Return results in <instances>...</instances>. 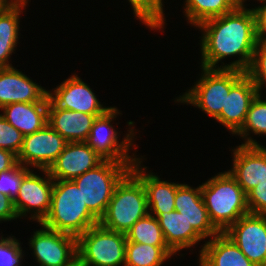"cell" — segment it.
Wrapping results in <instances>:
<instances>
[{
	"label": "cell",
	"instance_id": "cell-1",
	"mask_svg": "<svg viewBox=\"0 0 266 266\" xmlns=\"http://www.w3.org/2000/svg\"><path fill=\"white\" fill-rule=\"evenodd\" d=\"M203 30L201 66L208 69H237L246 72L258 43L254 8L237 6L232 12L209 19L198 26ZM230 56H239L230 64H218Z\"/></svg>",
	"mask_w": 266,
	"mask_h": 266
},
{
	"label": "cell",
	"instance_id": "cell-2",
	"mask_svg": "<svg viewBox=\"0 0 266 266\" xmlns=\"http://www.w3.org/2000/svg\"><path fill=\"white\" fill-rule=\"evenodd\" d=\"M99 224L87 208L78 186L72 180H54L51 207L40 225L78 238Z\"/></svg>",
	"mask_w": 266,
	"mask_h": 266
},
{
	"label": "cell",
	"instance_id": "cell-3",
	"mask_svg": "<svg viewBox=\"0 0 266 266\" xmlns=\"http://www.w3.org/2000/svg\"><path fill=\"white\" fill-rule=\"evenodd\" d=\"M201 194L210 220L220 232L250 213L247 194L228 171L201 184Z\"/></svg>",
	"mask_w": 266,
	"mask_h": 266
},
{
	"label": "cell",
	"instance_id": "cell-4",
	"mask_svg": "<svg viewBox=\"0 0 266 266\" xmlns=\"http://www.w3.org/2000/svg\"><path fill=\"white\" fill-rule=\"evenodd\" d=\"M147 194L142 181L130 170L116 185L99 224L126 234L141 218L149 214Z\"/></svg>",
	"mask_w": 266,
	"mask_h": 266
},
{
	"label": "cell",
	"instance_id": "cell-5",
	"mask_svg": "<svg viewBox=\"0 0 266 266\" xmlns=\"http://www.w3.org/2000/svg\"><path fill=\"white\" fill-rule=\"evenodd\" d=\"M134 163L104 160L96 168L72 180L81 191L87 208L99 220L105 214L116 185L131 170Z\"/></svg>",
	"mask_w": 266,
	"mask_h": 266
},
{
	"label": "cell",
	"instance_id": "cell-6",
	"mask_svg": "<svg viewBox=\"0 0 266 266\" xmlns=\"http://www.w3.org/2000/svg\"><path fill=\"white\" fill-rule=\"evenodd\" d=\"M202 75L195 85L177 98V102L197 106L216 119L225 109L226 95L230 88L246 73L237 69L201 68Z\"/></svg>",
	"mask_w": 266,
	"mask_h": 266
},
{
	"label": "cell",
	"instance_id": "cell-7",
	"mask_svg": "<svg viewBox=\"0 0 266 266\" xmlns=\"http://www.w3.org/2000/svg\"><path fill=\"white\" fill-rule=\"evenodd\" d=\"M126 235L97 224L77 238L81 266L125 265Z\"/></svg>",
	"mask_w": 266,
	"mask_h": 266
},
{
	"label": "cell",
	"instance_id": "cell-8",
	"mask_svg": "<svg viewBox=\"0 0 266 266\" xmlns=\"http://www.w3.org/2000/svg\"><path fill=\"white\" fill-rule=\"evenodd\" d=\"M120 114L117 108L110 107L103 115L95 118L86 143L98 153L104 160L115 162H136L140 158H132L128 155L135 134L131 129L123 141L119 143L118 132L111 125ZM134 135V136H133Z\"/></svg>",
	"mask_w": 266,
	"mask_h": 266
},
{
	"label": "cell",
	"instance_id": "cell-9",
	"mask_svg": "<svg viewBox=\"0 0 266 266\" xmlns=\"http://www.w3.org/2000/svg\"><path fill=\"white\" fill-rule=\"evenodd\" d=\"M34 232L30 247L39 266H69L78 259L77 238L44 226Z\"/></svg>",
	"mask_w": 266,
	"mask_h": 266
},
{
	"label": "cell",
	"instance_id": "cell-10",
	"mask_svg": "<svg viewBox=\"0 0 266 266\" xmlns=\"http://www.w3.org/2000/svg\"><path fill=\"white\" fill-rule=\"evenodd\" d=\"M41 171L44 172L46 178L30 171L22 179L18 195L13 200L18 218L25 217L28 212H33L30 220L34 219L39 224L49 213L54 185V179L48 170Z\"/></svg>",
	"mask_w": 266,
	"mask_h": 266
},
{
	"label": "cell",
	"instance_id": "cell-11",
	"mask_svg": "<svg viewBox=\"0 0 266 266\" xmlns=\"http://www.w3.org/2000/svg\"><path fill=\"white\" fill-rule=\"evenodd\" d=\"M256 266H266V214H246L225 232Z\"/></svg>",
	"mask_w": 266,
	"mask_h": 266
},
{
	"label": "cell",
	"instance_id": "cell-12",
	"mask_svg": "<svg viewBox=\"0 0 266 266\" xmlns=\"http://www.w3.org/2000/svg\"><path fill=\"white\" fill-rule=\"evenodd\" d=\"M68 142L49 124L35 133L25 135L17 162L29 168L48 170Z\"/></svg>",
	"mask_w": 266,
	"mask_h": 266
},
{
	"label": "cell",
	"instance_id": "cell-13",
	"mask_svg": "<svg viewBox=\"0 0 266 266\" xmlns=\"http://www.w3.org/2000/svg\"><path fill=\"white\" fill-rule=\"evenodd\" d=\"M53 91H48L49 99L64 110L79 111L98 117L110 109L100 104L92 89L77 75H72Z\"/></svg>",
	"mask_w": 266,
	"mask_h": 266
},
{
	"label": "cell",
	"instance_id": "cell-14",
	"mask_svg": "<svg viewBox=\"0 0 266 266\" xmlns=\"http://www.w3.org/2000/svg\"><path fill=\"white\" fill-rule=\"evenodd\" d=\"M103 161L86 142H68L48 172L54 180H74Z\"/></svg>",
	"mask_w": 266,
	"mask_h": 266
},
{
	"label": "cell",
	"instance_id": "cell-15",
	"mask_svg": "<svg viewBox=\"0 0 266 266\" xmlns=\"http://www.w3.org/2000/svg\"><path fill=\"white\" fill-rule=\"evenodd\" d=\"M17 102H49L48 91L13 66L0 68V109Z\"/></svg>",
	"mask_w": 266,
	"mask_h": 266
},
{
	"label": "cell",
	"instance_id": "cell-16",
	"mask_svg": "<svg viewBox=\"0 0 266 266\" xmlns=\"http://www.w3.org/2000/svg\"><path fill=\"white\" fill-rule=\"evenodd\" d=\"M232 160L228 172L246 194L266 180V152L260 146L239 145L233 150Z\"/></svg>",
	"mask_w": 266,
	"mask_h": 266
},
{
	"label": "cell",
	"instance_id": "cell-17",
	"mask_svg": "<svg viewBox=\"0 0 266 266\" xmlns=\"http://www.w3.org/2000/svg\"><path fill=\"white\" fill-rule=\"evenodd\" d=\"M174 204L175 210L183 214L203 239L214 237L220 233L210 220L202 198L201 185L192 188L188 184H180L177 187Z\"/></svg>",
	"mask_w": 266,
	"mask_h": 266
},
{
	"label": "cell",
	"instance_id": "cell-18",
	"mask_svg": "<svg viewBox=\"0 0 266 266\" xmlns=\"http://www.w3.org/2000/svg\"><path fill=\"white\" fill-rule=\"evenodd\" d=\"M260 91L245 73L226 95L225 109L216 120L235 134L244 124L252 100Z\"/></svg>",
	"mask_w": 266,
	"mask_h": 266
},
{
	"label": "cell",
	"instance_id": "cell-19",
	"mask_svg": "<svg viewBox=\"0 0 266 266\" xmlns=\"http://www.w3.org/2000/svg\"><path fill=\"white\" fill-rule=\"evenodd\" d=\"M95 118L92 114L58 108L49 99L48 124L67 142H86Z\"/></svg>",
	"mask_w": 266,
	"mask_h": 266
},
{
	"label": "cell",
	"instance_id": "cell-20",
	"mask_svg": "<svg viewBox=\"0 0 266 266\" xmlns=\"http://www.w3.org/2000/svg\"><path fill=\"white\" fill-rule=\"evenodd\" d=\"M138 159L131 167V171L142 181L146 194L149 208L151 213H170L175 210V194L179 183H172L161 181L158 175L153 173H146V168H141L142 161ZM140 165V166H139Z\"/></svg>",
	"mask_w": 266,
	"mask_h": 266
},
{
	"label": "cell",
	"instance_id": "cell-21",
	"mask_svg": "<svg viewBox=\"0 0 266 266\" xmlns=\"http://www.w3.org/2000/svg\"><path fill=\"white\" fill-rule=\"evenodd\" d=\"M199 255L200 266H256L224 232L206 241Z\"/></svg>",
	"mask_w": 266,
	"mask_h": 266
},
{
	"label": "cell",
	"instance_id": "cell-22",
	"mask_svg": "<svg viewBox=\"0 0 266 266\" xmlns=\"http://www.w3.org/2000/svg\"><path fill=\"white\" fill-rule=\"evenodd\" d=\"M49 102L11 103L3 106V117L24 136L48 124Z\"/></svg>",
	"mask_w": 266,
	"mask_h": 266
},
{
	"label": "cell",
	"instance_id": "cell-23",
	"mask_svg": "<svg viewBox=\"0 0 266 266\" xmlns=\"http://www.w3.org/2000/svg\"><path fill=\"white\" fill-rule=\"evenodd\" d=\"M150 215L157 218L165 241L175 254L184 248H190L203 239L188 223L183 214L176 210L170 213H153Z\"/></svg>",
	"mask_w": 266,
	"mask_h": 266
},
{
	"label": "cell",
	"instance_id": "cell-24",
	"mask_svg": "<svg viewBox=\"0 0 266 266\" xmlns=\"http://www.w3.org/2000/svg\"><path fill=\"white\" fill-rule=\"evenodd\" d=\"M28 0H18L0 14V68L12 67L9 58L15 50L19 35V17Z\"/></svg>",
	"mask_w": 266,
	"mask_h": 266
},
{
	"label": "cell",
	"instance_id": "cell-25",
	"mask_svg": "<svg viewBox=\"0 0 266 266\" xmlns=\"http://www.w3.org/2000/svg\"><path fill=\"white\" fill-rule=\"evenodd\" d=\"M233 0H185L184 13L188 22L198 27L203 22L232 12Z\"/></svg>",
	"mask_w": 266,
	"mask_h": 266
},
{
	"label": "cell",
	"instance_id": "cell-26",
	"mask_svg": "<svg viewBox=\"0 0 266 266\" xmlns=\"http://www.w3.org/2000/svg\"><path fill=\"white\" fill-rule=\"evenodd\" d=\"M175 253L168 246L127 241L124 266H161Z\"/></svg>",
	"mask_w": 266,
	"mask_h": 266
},
{
	"label": "cell",
	"instance_id": "cell-27",
	"mask_svg": "<svg viewBox=\"0 0 266 266\" xmlns=\"http://www.w3.org/2000/svg\"><path fill=\"white\" fill-rule=\"evenodd\" d=\"M261 92L252 100L249 110L247 112L244 124L235 133L245 139V143L241 145L245 146H259L260 144L256 140L252 139L249 133L256 135H266V100L261 99ZM251 131V132H249Z\"/></svg>",
	"mask_w": 266,
	"mask_h": 266
},
{
	"label": "cell",
	"instance_id": "cell-28",
	"mask_svg": "<svg viewBox=\"0 0 266 266\" xmlns=\"http://www.w3.org/2000/svg\"><path fill=\"white\" fill-rule=\"evenodd\" d=\"M125 235L129 242L168 246L157 218L150 214L139 219Z\"/></svg>",
	"mask_w": 266,
	"mask_h": 266
},
{
	"label": "cell",
	"instance_id": "cell-29",
	"mask_svg": "<svg viewBox=\"0 0 266 266\" xmlns=\"http://www.w3.org/2000/svg\"><path fill=\"white\" fill-rule=\"evenodd\" d=\"M133 8V14L143 24L151 29H161L165 25L162 0H128Z\"/></svg>",
	"mask_w": 266,
	"mask_h": 266
},
{
	"label": "cell",
	"instance_id": "cell-30",
	"mask_svg": "<svg viewBox=\"0 0 266 266\" xmlns=\"http://www.w3.org/2000/svg\"><path fill=\"white\" fill-rule=\"evenodd\" d=\"M31 170L20 163H17L12 169L0 173V194L7 195L12 200L16 198L22 179Z\"/></svg>",
	"mask_w": 266,
	"mask_h": 266
},
{
	"label": "cell",
	"instance_id": "cell-31",
	"mask_svg": "<svg viewBox=\"0 0 266 266\" xmlns=\"http://www.w3.org/2000/svg\"><path fill=\"white\" fill-rule=\"evenodd\" d=\"M246 74L261 91L266 84V41L259 40L255 47L253 59Z\"/></svg>",
	"mask_w": 266,
	"mask_h": 266
},
{
	"label": "cell",
	"instance_id": "cell-32",
	"mask_svg": "<svg viewBox=\"0 0 266 266\" xmlns=\"http://www.w3.org/2000/svg\"><path fill=\"white\" fill-rule=\"evenodd\" d=\"M23 138L24 135L0 114V148L17 156L22 148Z\"/></svg>",
	"mask_w": 266,
	"mask_h": 266
},
{
	"label": "cell",
	"instance_id": "cell-33",
	"mask_svg": "<svg viewBox=\"0 0 266 266\" xmlns=\"http://www.w3.org/2000/svg\"><path fill=\"white\" fill-rule=\"evenodd\" d=\"M14 236L0 238V266H21L23 251Z\"/></svg>",
	"mask_w": 266,
	"mask_h": 266
},
{
	"label": "cell",
	"instance_id": "cell-34",
	"mask_svg": "<svg viewBox=\"0 0 266 266\" xmlns=\"http://www.w3.org/2000/svg\"><path fill=\"white\" fill-rule=\"evenodd\" d=\"M247 206L252 214H266V180L247 193Z\"/></svg>",
	"mask_w": 266,
	"mask_h": 266
},
{
	"label": "cell",
	"instance_id": "cell-35",
	"mask_svg": "<svg viewBox=\"0 0 266 266\" xmlns=\"http://www.w3.org/2000/svg\"><path fill=\"white\" fill-rule=\"evenodd\" d=\"M17 218L13 200L7 195L0 194V221H10Z\"/></svg>",
	"mask_w": 266,
	"mask_h": 266
},
{
	"label": "cell",
	"instance_id": "cell-36",
	"mask_svg": "<svg viewBox=\"0 0 266 266\" xmlns=\"http://www.w3.org/2000/svg\"><path fill=\"white\" fill-rule=\"evenodd\" d=\"M264 5L255 7L256 21H257V36L258 40L266 41V1Z\"/></svg>",
	"mask_w": 266,
	"mask_h": 266
},
{
	"label": "cell",
	"instance_id": "cell-37",
	"mask_svg": "<svg viewBox=\"0 0 266 266\" xmlns=\"http://www.w3.org/2000/svg\"><path fill=\"white\" fill-rule=\"evenodd\" d=\"M17 163L14 153L0 148V173L12 169Z\"/></svg>",
	"mask_w": 266,
	"mask_h": 266
},
{
	"label": "cell",
	"instance_id": "cell-38",
	"mask_svg": "<svg viewBox=\"0 0 266 266\" xmlns=\"http://www.w3.org/2000/svg\"><path fill=\"white\" fill-rule=\"evenodd\" d=\"M18 0H0V14L6 12L12 7Z\"/></svg>",
	"mask_w": 266,
	"mask_h": 266
},
{
	"label": "cell",
	"instance_id": "cell-39",
	"mask_svg": "<svg viewBox=\"0 0 266 266\" xmlns=\"http://www.w3.org/2000/svg\"><path fill=\"white\" fill-rule=\"evenodd\" d=\"M233 2H234L237 6H243L245 0H233Z\"/></svg>",
	"mask_w": 266,
	"mask_h": 266
},
{
	"label": "cell",
	"instance_id": "cell-40",
	"mask_svg": "<svg viewBox=\"0 0 266 266\" xmlns=\"http://www.w3.org/2000/svg\"><path fill=\"white\" fill-rule=\"evenodd\" d=\"M69 266H81L80 261L77 259L74 263Z\"/></svg>",
	"mask_w": 266,
	"mask_h": 266
},
{
	"label": "cell",
	"instance_id": "cell-41",
	"mask_svg": "<svg viewBox=\"0 0 266 266\" xmlns=\"http://www.w3.org/2000/svg\"><path fill=\"white\" fill-rule=\"evenodd\" d=\"M259 146L266 152V147L261 146V145H259Z\"/></svg>",
	"mask_w": 266,
	"mask_h": 266
}]
</instances>
